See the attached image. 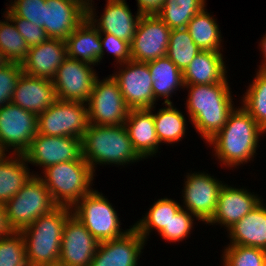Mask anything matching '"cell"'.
<instances>
[{
	"instance_id": "6da1fadb",
	"label": "cell",
	"mask_w": 266,
	"mask_h": 266,
	"mask_svg": "<svg viewBox=\"0 0 266 266\" xmlns=\"http://www.w3.org/2000/svg\"><path fill=\"white\" fill-rule=\"evenodd\" d=\"M264 134L266 132L252 116L242 106H236L223 128L207 143L214 148L213 155L221 167L225 165L232 170L254 161L260 137Z\"/></svg>"
},
{
	"instance_id": "7a4b0ae2",
	"label": "cell",
	"mask_w": 266,
	"mask_h": 266,
	"mask_svg": "<svg viewBox=\"0 0 266 266\" xmlns=\"http://www.w3.org/2000/svg\"><path fill=\"white\" fill-rule=\"evenodd\" d=\"M186 111L191 124L207 143L226 124L235 109L233 93L226 78L221 83L187 85Z\"/></svg>"
},
{
	"instance_id": "3957f363",
	"label": "cell",
	"mask_w": 266,
	"mask_h": 266,
	"mask_svg": "<svg viewBox=\"0 0 266 266\" xmlns=\"http://www.w3.org/2000/svg\"><path fill=\"white\" fill-rule=\"evenodd\" d=\"M82 157L94 173L98 165L124 167L143 160L135 151L124 124H89L82 138Z\"/></svg>"
},
{
	"instance_id": "277c9868",
	"label": "cell",
	"mask_w": 266,
	"mask_h": 266,
	"mask_svg": "<svg viewBox=\"0 0 266 266\" xmlns=\"http://www.w3.org/2000/svg\"><path fill=\"white\" fill-rule=\"evenodd\" d=\"M72 208L57 206L22 229L29 266H58L63 229Z\"/></svg>"
},
{
	"instance_id": "5b68a950",
	"label": "cell",
	"mask_w": 266,
	"mask_h": 266,
	"mask_svg": "<svg viewBox=\"0 0 266 266\" xmlns=\"http://www.w3.org/2000/svg\"><path fill=\"white\" fill-rule=\"evenodd\" d=\"M95 174L82 157L80 160L48 166L37 175L43 180L57 206L72 208L93 190Z\"/></svg>"
},
{
	"instance_id": "8992f818",
	"label": "cell",
	"mask_w": 266,
	"mask_h": 266,
	"mask_svg": "<svg viewBox=\"0 0 266 266\" xmlns=\"http://www.w3.org/2000/svg\"><path fill=\"white\" fill-rule=\"evenodd\" d=\"M56 207L39 175H32L21 190L4 204L8 223L16 232H20Z\"/></svg>"
},
{
	"instance_id": "52a82bcc",
	"label": "cell",
	"mask_w": 266,
	"mask_h": 266,
	"mask_svg": "<svg viewBox=\"0 0 266 266\" xmlns=\"http://www.w3.org/2000/svg\"><path fill=\"white\" fill-rule=\"evenodd\" d=\"M105 197L93 189L72 207V214L98 242L119 238L129 231L122 229L117 211Z\"/></svg>"
},
{
	"instance_id": "ba28073f",
	"label": "cell",
	"mask_w": 266,
	"mask_h": 266,
	"mask_svg": "<svg viewBox=\"0 0 266 266\" xmlns=\"http://www.w3.org/2000/svg\"><path fill=\"white\" fill-rule=\"evenodd\" d=\"M109 76V77H108ZM95 80L90 99L87 102L88 121L93 125L124 124L129 113L118 82L108 75Z\"/></svg>"
},
{
	"instance_id": "9c48e42d",
	"label": "cell",
	"mask_w": 266,
	"mask_h": 266,
	"mask_svg": "<svg viewBox=\"0 0 266 266\" xmlns=\"http://www.w3.org/2000/svg\"><path fill=\"white\" fill-rule=\"evenodd\" d=\"M88 125L87 104L57 99L47 110L38 115L37 133L82 139Z\"/></svg>"
},
{
	"instance_id": "30bf717a",
	"label": "cell",
	"mask_w": 266,
	"mask_h": 266,
	"mask_svg": "<svg viewBox=\"0 0 266 266\" xmlns=\"http://www.w3.org/2000/svg\"><path fill=\"white\" fill-rule=\"evenodd\" d=\"M37 127L36 114L12 103L0 107V151L24 154L37 134Z\"/></svg>"
},
{
	"instance_id": "8fae6325",
	"label": "cell",
	"mask_w": 266,
	"mask_h": 266,
	"mask_svg": "<svg viewBox=\"0 0 266 266\" xmlns=\"http://www.w3.org/2000/svg\"><path fill=\"white\" fill-rule=\"evenodd\" d=\"M186 174L181 206L206 224L216 211L219 191L224 182L204 171Z\"/></svg>"
},
{
	"instance_id": "7c38bea8",
	"label": "cell",
	"mask_w": 266,
	"mask_h": 266,
	"mask_svg": "<svg viewBox=\"0 0 266 266\" xmlns=\"http://www.w3.org/2000/svg\"><path fill=\"white\" fill-rule=\"evenodd\" d=\"M66 57L52 79L58 100L87 104L98 77L94 65Z\"/></svg>"
},
{
	"instance_id": "4fadbf2b",
	"label": "cell",
	"mask_w": 266,
	"mask_h": 266,
	"mask_svg": "<svg viewBox=\"0 0 266 266\" xmlns=\"http://www.w3.org/2000/svg\"><path fill=\"white\" fill-rule=\"evenodd\" d=\"M118 66L119 71L112 73V77L118 82L129 109H151L156 106L158 101L153 95L148 63L130 60Z\"/></svg>"
},
{
	"instance_id": "5bb4252c",
	"label": "cell",
	"mask_w": 266,
	"mask_h": 266,
	"mask_svg": "<svg viewBox=\"0 0 266 266\" xmlns=\"http://www.w3.org/2000/svg\"><path fill=\"white\" fill-rule=\"evenodd\" d=\"M24 156L29 164L42 167L43 171L48 166L57 163L80 160L82 158V139L37 133Z\"/></svg>"
},
{
	"instance_id": "9a60e30c",
	"label": "cell",
	"mask_w": 266,
	"mask_h": 266,
	"mask_svg": "<svg viewBox=\"0 0 266 266\" xmlns=\"http://www.w3.org/2000/svg\"><path fill=\"white\" fill-rule=\"evenodd\" d=\"M171 29L156 15H142L131 42V60L147 63L165 57Z\"/></svg>"
},
{
	"instance_id": "2e32d148",
	"label": "cell",
	"mask_w": 266,
	"mask_h": 266,
	"mask_svg": "<svg viewBox=\"0 0 266 266\" xmlns=\"http://www.w3.org/2000/svg\"><path fill=\"white\" fill-rule=\"evenodd\" d=\"M94 4L93 0H87L88 21L100 33L113 34L131 44L142 14L137 12L133 15L126 0H106L105 8L99 18Z\"/></svg>"
},
{
	"instance_id": "e0dca14e",
	"label": "cell",
	"mask_w": 266,
	"mask_h": 266,
	"mask_svg": "<svg viewBox=\"0 0 266 266\" xmlns=\"http://www.w3.org/2000/svg\"><path fill=\"white\" fill-rule=\"evenodd\" d=\"M99 242L71 214L64 225L58 266H89Z\"/></svg>"
},
{
	"instance_id": "ac0fdd59",
	"label": "cell",
	"mask_w": 266,
	"mask_h": 266,
	"mask_svg": "<svg viewBox=\"0 0 266 266\" xmlns=\"http://www.w3.org/2000/svg\"><path fill=\"white\" fill-rule=\"evenodd\" d=\"M145 244L146 241L131 225L123 236L99 242L89 266H139Z\"/></svg>"
},
{
	"instance_id": "d6986e66",
	"label": "cell",
	"mask_w": 266,
	"mask_h": 266,
	"mask_svg": "<svg viewBox=\"0 0 266 266\" xmlns=\"http://www.w3.org/2000/svg\"><path fill=\"white\" fill-rule=\"evenodd\" d=\"M261 198L245 187L224 183L219 191L216 211L206 225H220L227 231L264 200Z\"/></svg>"
},
{
	"instance_id": "ffe728a7",
	"label": "cell",
	"mask_w": 266,
	"mask_h": 266,
	"mask_svg": "<svg viewBox=\"0 0 266 266\" xmlns=\"http://www.w3.org/2000/svg\"><path fill=\"white\" fill-rule=\"evenodd\" d=\"M87 18V0H46L44 29L49 38H66Z\"/></svg>"
},
{
	"instance_id": "44dd1931",
	"label": "cell",
	"mask_w": 266,
	"mask_h": 266,
	"mask_svg": "<svg viewBox=\"0 0 266 266\" xmlns=\"http://www.w3.org/2000/svg\"><path fill=\"white\" fill-rule=\"evenodd\" d=\"M57 100L52 80L22 73L11 103L37 116Z\"/></svg>"
},
{
	"instance_id": "7402d4cb",
	"label": "cell",
	"mask_w": 266,
	"mask_h": 266,
	"mask_svg": "<svg viewBox=\"0 0 266 266\" xmlns=\"http://www.w3.org/2000/svg\"><path fill=\"white\" fill-rule=\"evenodd\" d=\"M66 57V42L48 38L43 43L29 48L21 66L23 72L28 75L52 80Z\"/></svg>"
},
{
	"instance_id": "603a6c76",
	"label": "cell",
	"mask_w": 266,
	"mask_h": 266,
	"mask_svg": "<svg viewBox=\"0 0 266 266\" xmlns=\"http://www.w3.org/2000/svg\"><path fill=\"white\" fill-rule=\"evenodd\" d=\"M124 125L135 151L142 159L156 156L160 143L155 130L153 107L129 110Z\"/></svg>"
},
{
	"instance_id": "cb8c5ba5",
	"label": "cell",
	"mask_w": 266,
	"mask_h": 266,
	"mask_svg": "<svg viewBox=\"0 0 266 266\" xmlns=\"http://www.w3.org/2000/svg\"><path fill=\"white\" fill-rule=\"evenodd\" d=\"M227 233L230 239L228 245L255 247L266 251V203L262 200L228 229Z\"/></svg>"
},
{
	"instance_id": "d4e9b609",
	"label": "cell",
	"mask_w": 266,
	"mask_h": 266,
	"mask_svg": "<svg viewBox=\"0 0 266 266\" xmlns=\"http://www.w3.org/2000/svg\"><path fill=\"white\" fill-rule=\"evenodd\" d=\"M224 56L221 52L201 51L183 71V83L205 85L223 82L228 76Z\"/></svg>"
},
{
	"instance_id": "484cf974",
	"label": "cell",
	"mask_w": 266,
	"mask_h": 266,
	"mask_svg": "<svg viewBox=\"0 0 266 266\" xmlns=\"http://www.w3.org/2000/svg\"><path fill=\"white\" fill-rule=\"evenodd\" d=\"M65 42L67 57L94 66L102 63L100 32L87 18L66 38Z\"/></svg>"
},
{
	"instance_id": "4316f807",
	"label": "cell",
	"mask_w": 266,
	"mask_h": 266,
	"mask_svg": "<svg viewBox=\"0 0 266 266\" xmlns=\"http://www.w3.org/2000/svg\"><path fill=\"white\" fill-rule=\"evenodd\" d=\"M32 175H37V173L30 172L24 154H2L0 157V203L5 204L13 198Z\"/></svg>"
},
{
	"instance_id": "83f0119b",
	"label": "cell",
	"mask_w": 266,
	"mask_h": 266,
	"mask_svg": "<svg viewBox=\"0 0 266 266\" xmlns=\"http://www.w3.org/2000/svg\"><path fill=\"white\" fill-rule=\"evenodd\" d=\"M147 63L153 80L154 98L157 101L164 98L163 104L173 103L171 97L175 91L179 88L184 90L182 71L167 56Z\"/></svg>"
},
{
	"instance_id": "f1b7e54d",
	"label": "cell",
	"mask_w": 266,
	"mask_h": 266,
	"mask_svg": "<svg viewBox=\"0 0 266 266\" xmlns=\"http://www.w3.org/2000/svg\"><path fill=\"white\" fill-rule=\"evenodd\" d=\"M165 107H162L154 112L155 106L153 107V117L155 123V130L160 145L170 144L174 145L182 141L185 138L187 129V120L185 114L177 109L173 103H165Z\"/></svg>"
},
{
	"instance_id": "f546056e",
	"label": "cell",
	"mask_w": 266,
	"mask_h": 266,
	"mask_svg": "<svg viewBox=\"0 0 266 266\" xmlns=\"http://www.w3.org/2000/svg\"><path fill=\"white\" fill-rule=\"evenodd\" d=\"M186 29L201 51L223 52L221 43L224 41L217 19L206 7L190 20Z\"/></svg>"
},
{
	"instance_id": "4dcf8cb0",
	"label": "cell",
	"mask_w": 266,
	"mask_h": 266,
	"mask_svg": "<svg viewBox=\"0 0 266 266\" xmlns=\"http://www.w3.org/2000/svg\"><path fill=\"white\" fill-rule=\"evenodd\" d=\"M181 208V204L171 198H160L154 201L145 216L142 215L143 217L135 222L133 227L147 242L150 233L155 230L159 234Z\"/></svg>"
},
{
	"instance_id": "1f68e13d",
	"label": "cell",
	"mask_w": 266,
	"mask_h": 266,
	"mask_svg": "<svg viewBox=\"0 0 266 266\" xmlns=\"http://www.w3.org/2000/svg\"><path fill=\"white\" fill-rule=\"evenodd\" d=\"M206 5V0H165L156 15L171 30L186 28L190 20Z\"/></svg>"
},
{
	"instance_id": "d6a6232c",
	"label": "cell",
	"mask_w": 266,
	"mask_h": 266,
	"mask_svg": "<svg viewBox=\"0 0 266 266\" xmlns=\"http://www.w3.org/2000/svg\"><path fill=\"white\" fill-rule=\"evenodd\" d=\"M255 72L254 79L241 97L240 103L266 132V71Z\"/></svg>"
},
{
	"instance_id": "836d02e7",
	"label": "cell",
	"mask_w": 266,
	"mask_h": 266,
	"mask_svg": "<svg viewBox=\"0 0 266 266\" xmlns=\"http://www.w3.org/2000/svg\"><path fill=\"white\" fill-rule=\"evenodd\" d=\"M200 52L186 28L171 30L166 56L182 72Z\"/></svg>"
},
{
	"instance_id": "e575fe53",
	"label": "cell",
	"mask_w": 266,
	"mask_h": 266,
	"mask_svg": "<svg viewBox=\"0 0 266 266\" xmlns=\"http://www.w3.org/2000/svg\"><path fill=\"white\" fill-rule=\"evenodd\" d=\"M5 20H0V50L9 62L21 64L29 51L25 39L19 34L13 21L3 13Z\"/></svg>"
},
{
	"instance_id": "d590c367",
	"label": "cell",
	"mask_w": 266,
	"mask_h": 266,
	"mask_svg": "<svg viewBox=\"0 0 266 266\" xmlns=\"http://www.w3.org/2000/svg\"><path fill=\"white\" fill-rule=\"evenodd\" d=\"M222 266H266V251L241 245H227L222 250Z\"/></svg>"
},
{
	"instance_id": "8d00e7d4",
	"label": "cell",
	"mask_w": 266,
	"mask_h": 266,
	"mask_svg": "<svg viewBox=\"0 0 266 266\" xmlns=\"http://www.w3.org/2000/svg\"><path fill=\"white\" fill-rule=\"evenodd\" d=\"M0 266H29L23 235L14 231L0 238Z\"/></svg>"
},
{
	"instance_id": "74e56055",
	"label": "cell",
	"mask_w": 266,
	"mask_h": 266,
	"mask_svg": "<svg viewBox=\"0 0 266 266\" xmlns=\"http://www.w3.org/2000/svg\"><path fill=\"white\" fill-rule=\"evenodd\" d=\"M4 13L8 17H21L44 28L46 0H11Z\"/></svg>"
},
{
	"instance_id": "f35d334b",
	"label": "cell",
	"mask_w": 266,
	"mask_h": 266,
	"mask_svg": "<svg viewBox=\"0 0 266 266\" xmlns=\"http://www.w3.org/2000/svg\"><path fill=\"white\" fill-rule=\"evenodd\" d=\"M195 220L199 221L195 215L191 214L186 209L181 208L175 217H172L168 226L165 227L158 235L168 243L182 242L191 235V232L194 229L193 226H195Z\"/></svg>"
},
{
	"instance_id": "ab89813d",
	"label": "cell",
	"mask_w": 266,
	"mask_h": 266,
	"mask_svg": "<svg viewBox=\"0 0 266 266\" xmlns=\"http://www.w3.org/2000/svg\"><path fill=\"white\" fill-rule=\"evenodd\" d=\"M22 73V66L19 63L9 62L0 68V107L11 103L15 87Z\"/></svg>"
},
{
	"instance_id": "60d3db41",
	"label": "cell",
	"mask_w": 266,
	"mask_h": 266,
	"mask_svg": "<svg viewBox=\"0 0 266 266\" xmlns=\"http://www.w3.org/2000/svg\"><path fill=\"white\" fill-rule=\"evenodd\" d=\"M100 41L102 45V59L105 51L112 53L115 58L116 65L131 60V45L128 41L117 38L110 33H100Z\"/></svg>"
},
{
	"instance_id": "b9f144b4",
	"label": "cell",
	"mask_w": 266,
	"mask_h": 266,
	"mask_svg": "<svg viewBox=\"0 0 266 266\" xmlns=\"http://www.w3.org/2000/svg\"><path fill=\"white\" fill-rule=\"evenodd\" d=\"M9 18L13 21L19 34L25 39L29 47L41 44L49 38L45 29L41 26H37L21 17Z\"/></svg>"
},
{
	"instance_id": "7bdbcfd3",
	"label": "cell",
	"mask_w": 266,
	"mask_h": 266,
	"mask_svg": "<svg viewBox=\"0 0 266 266\" xmlns=\"http://www.w3.org/2000/svg\"><path fill=\"white\" fill-rule=\"evenodd\" d=\"M137 1V12L142 15H154L157 14L165 0H136Z\"/></svg>"
},
{
	"instance_id": "ee69618b",
	"label": "cell",
	"mask_w": 266,
	"mask_h": 266,
	"mask_svg": "<svg viewBox=\"0 0 266 266\" xmlns=\"http://www.w3.org/2000/svg\"><path fill=\"white\" fill-rule=\"evenodd\" d=\"M13 232L7 220L4 204L0 203V238L7 237Z\"/></svg>"
},
{
	"instance_id": "f6af8a7d",
	"label": "cell",
	"mask_w": 266,
	"mask_h": 266,
	"mask_svg": "<svg viewBox=\"0 0 266 266\" xmlns=\"http://www.w3.org/2000/svg\"><path fill=\"white\" fill-rule=\"evenodd\" d=\"M259 47H260V51L261 53L263 54L262 55V61L260 62L261 64L258 66L259 71H266V32H265V35L263 34V37L261 38L260 40V43H259Z\"/></svg>"
},
{
	"instance_id": "bcb514c9",
	"label": "cell",
	"mask_w": 266,
	"mask_h": 266,
	"mask_svg": "<svg viewBox=\"0 0 266 266\" xmlns=\"http://www.w3.org/2000/svg\"><path fill=\"white\" fill-rule=\"evenodd\" d=\"M8 63H9V61L6 59L3 52L0 50V68H2L3 66H5Z\"/></svg>"
}]
</instances>
